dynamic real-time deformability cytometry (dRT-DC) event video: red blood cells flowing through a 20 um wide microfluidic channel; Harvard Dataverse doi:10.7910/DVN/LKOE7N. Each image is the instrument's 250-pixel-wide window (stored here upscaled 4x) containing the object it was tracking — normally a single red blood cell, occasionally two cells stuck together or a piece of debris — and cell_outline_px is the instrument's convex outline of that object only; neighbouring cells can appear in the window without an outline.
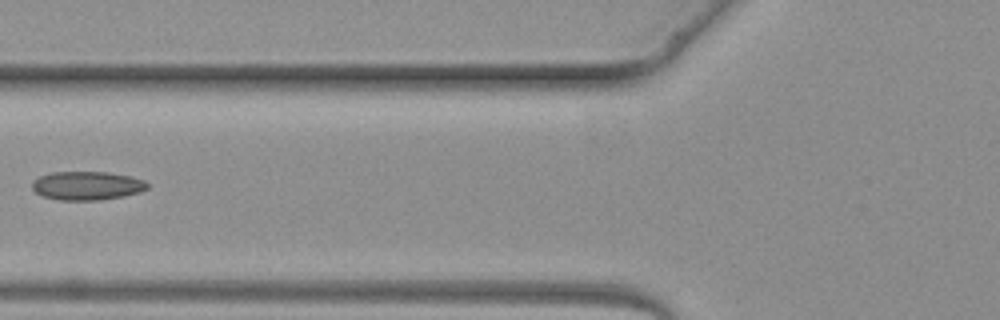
{"species": "common noctule bat (a hibernating species)", "species_latin": "Nyctalus noctula", "temperature_condition": "warm", "stored_images_in_passage": 3, "camera_frame_rate_fps": 3000, "um_per_image_px": 0.085, "animal": {"sex": "female", "body_mass_g": 19.3, "forearm_length_mm": 54.1}, "frame": {"image": 1, "passage_image": 3, "time_ms": 3.0, "image_size_px": [1000, 320], "cell_outline_px": [[148, 188], [140, 192], [124, 196], [100, 200], [60, 200], [40, 196], [32, 188], [32, 180], [40, 176], [52, 172], [108, 172], [132, 176], [144, 180], [148, 184]], "centroid_in_image_um": [7.39, 15.78], "position_along_channel_um": 118.4, "area_um2": 19.42}}